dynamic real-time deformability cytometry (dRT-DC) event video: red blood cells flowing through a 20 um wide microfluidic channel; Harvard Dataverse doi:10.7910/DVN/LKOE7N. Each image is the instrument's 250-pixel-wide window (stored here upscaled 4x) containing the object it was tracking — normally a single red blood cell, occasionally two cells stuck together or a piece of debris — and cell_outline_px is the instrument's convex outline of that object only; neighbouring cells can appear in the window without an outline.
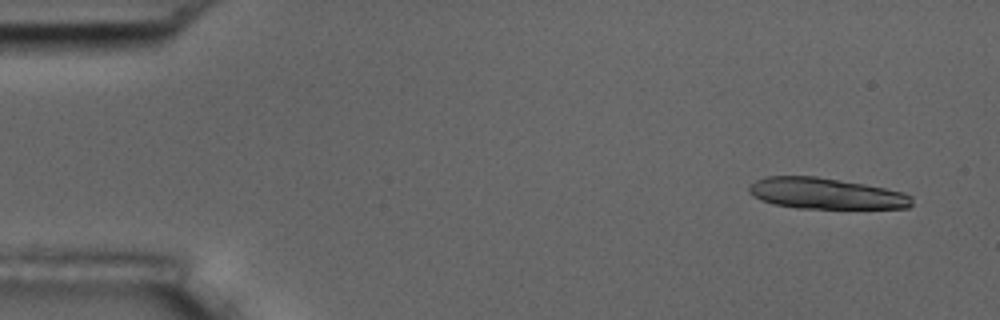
{"species": "common noctule bat (a hibernating species)", "species_latin": "Nyctalus noctula", "temperature_condition": "room temperature", "stored_images_in_passage": 6, "camera_frame_rate_fps": 3000, "um_per_image_px": 0.085, "animal": {"sex": "male", "body_mass_g": 17.5, "forearm_length_mm": 52.3}, "frame": {"image": 1, "passage_image": 1, "time_ms": 0.0, "image_size_px": [1000, 320], "cell_outline_px": [[912, 204], [908, 208], [796, 208], [772, 204], [760, 200], [748, 192], [748, 188], [756, 180], [768, 176], [816, 176], [864, 184], [904, 192], [912, 196]], "centroid_in_image_um": [70.18, 16.45], "position_along_channel_um": 14.8, "area_um2": 29.42}}